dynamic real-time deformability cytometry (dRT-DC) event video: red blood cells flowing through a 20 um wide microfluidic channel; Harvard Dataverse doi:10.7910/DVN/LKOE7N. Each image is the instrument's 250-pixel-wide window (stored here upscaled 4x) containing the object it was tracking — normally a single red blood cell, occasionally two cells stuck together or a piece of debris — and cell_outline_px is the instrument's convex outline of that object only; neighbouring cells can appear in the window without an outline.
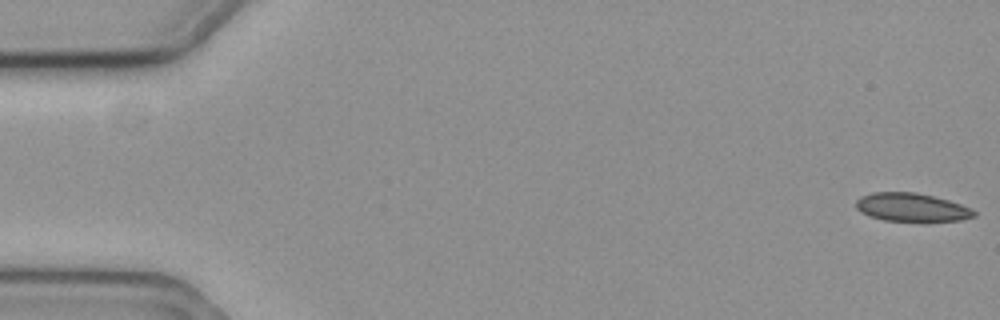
{"species": "common noctule bat (a hibernating species)", "species_latin": "Nyctalus noctula", "temperature_condition": "cold", "stored_images_in_passage": 59, "camera_frame_rate_fps": 3000, "um_per_image_px": 0.085, "animal": {"sex": "female", "body_mass_g": 19.3, "forearm_length_mm": 54.1}, "frame": {"image": 1, "passage_image": 1, "time_ms": 0.0, "image_size_px": [1000, 320], "cell_outline_px": [[976, 216], [960, 220], [884, 220], [868, 216], [860, 212], [856, 208], [856, 200], [860, 196], [872, 192], [916, 192], [948, 200], [972, 208], [976, 212]], "centroid_in_image_um": [77.45, 17.6], "position_along_channel_um": 7.5, "area_um2": 19.31}}
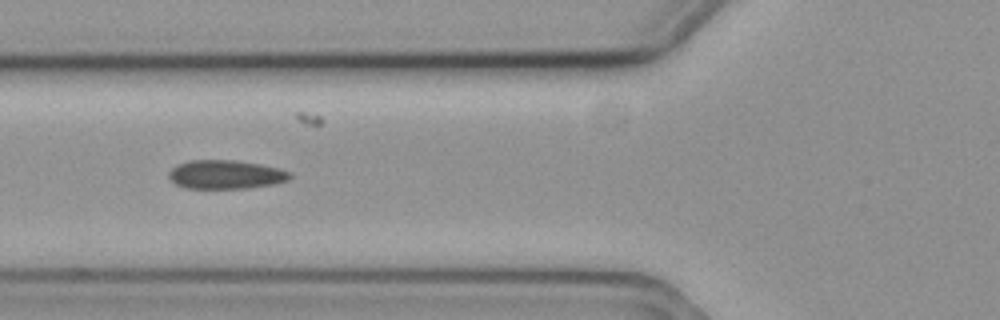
{"frame": {"image": 2, "passage_image": 22, "time_ms": 7.0, "image_size_px": [1000, 320], "cell_outline_px": [[292, 176], [288, 180], [276, 184], [248, 188], [184, 188], [176, 184], [168, 176], [168, 172], [172, 168], [180, 164], [192, 160], [236, 160], [260, 164], [280, 168], [292, 172]], "centroid_in_image_um": [19.24, 14.84], "position_along_channel_um": 106.6, "area_um2": 20.4}}
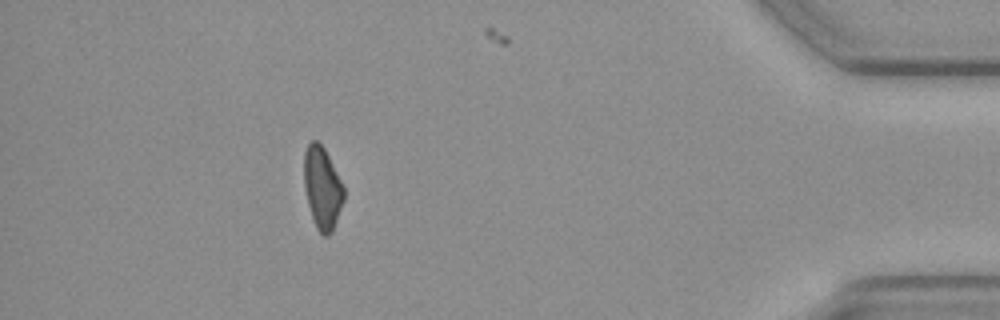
{"frame": {"image": 3, "passage_image": 52, "time_ms": 17.0, "image_size_px": [1000, 320], "cell_outline_px": [[344, 200], [332, 232], [328, 236], [324, 236], [316, 228], [308, 204], [304, 188], [304, 152], [308, 144], [312, 140], [316, 140], [324, 148], [344, 188]], "centroid_in_image_um": [27.38, 15.99], "position_along_channel_um": 407.8, "area_um2": 18.84}, "authors_computed_cell_mechanics": {"area_um2": 20.4034, "velocity_mm_per_s": 3.5888, "shape_relaxation_time_tau1_ms": 4.4002, "shape_relaxation_time_tau2_ms": 11.1697, "deformation_change_tau1": 0.0839, "deformation_change_tau2": 0.1387}}